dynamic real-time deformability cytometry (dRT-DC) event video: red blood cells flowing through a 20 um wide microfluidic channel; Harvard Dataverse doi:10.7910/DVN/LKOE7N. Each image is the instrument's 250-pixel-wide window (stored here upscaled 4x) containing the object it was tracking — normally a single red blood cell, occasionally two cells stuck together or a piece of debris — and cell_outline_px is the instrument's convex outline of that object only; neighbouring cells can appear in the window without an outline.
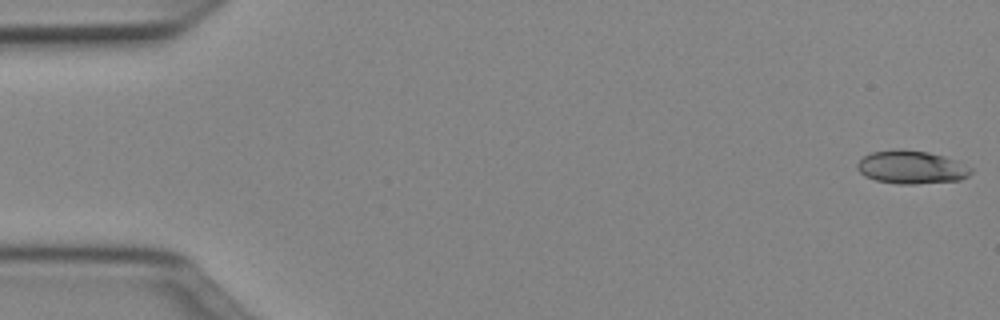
{"species": "Egyptian fruit bat (a non-hibernating species)", "species_latin": "Rousettus aegyptiacus", "temperature_condition": "cold", "stored_images_in_passage": 50, "camera_frame_rate_fps": 3000, "um_per_image_px": 0.085, "animal": {"sex": "female"}, "frame": {"image": 1, "passage_image": 1, "time_ms": 0.0, "image_size_px": [1000, 320], "cell_outline_px": [[972, 172], [968, 176], [960, 180], [916, 184], [900, 184], [876, 180], [864, 176], [856, 168], [856, 164], [864, 156], [872, 152], [900, 148], [928, 152], [944, 156], [972, 168]], "centroid_in_image_um": [77.45, 14.21], "position_along_channel_um": 7.6, "area_um2": 21.96}}
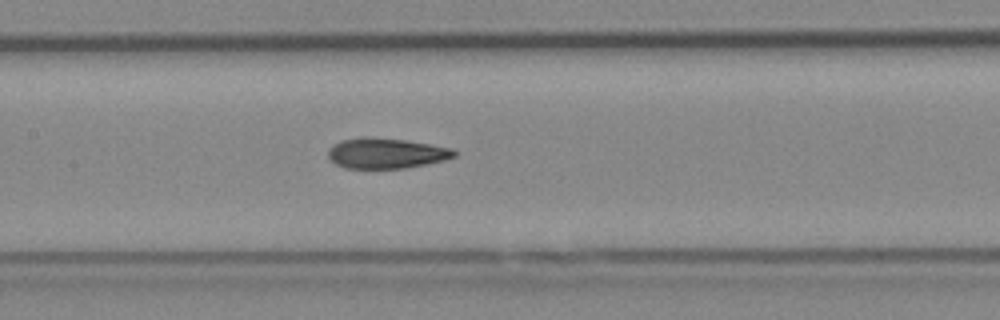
{"frame": {"image": 2, "passage_image": 24, "time_ms": 7.667, "image_size_px": [1000, 320], "cell_outline_px": [[456, 156], [444, 160], [404, 168], [344, 168], [328, 160], [328, 148], [332, 144], [340, 140], [364, 136], [404, 140], [452, 148], [456, 152]], "centroid_in_image_um": [32.75, 13.02], "position_along_channel_um": 174.7, "area_um2": 22.37}}
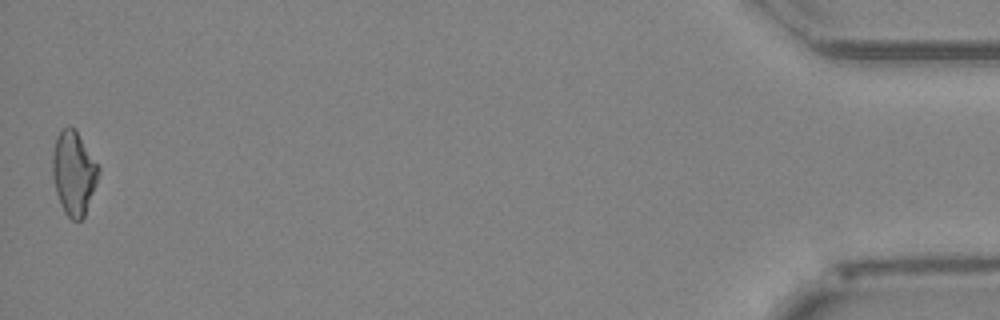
{"frame": {"image": 3, "passage_image": 50, "time_ms": 16.333, "image_size_px": [1000, 320], "cell_outline_px": [[100, 172], [96, 184], [84, 216], [80, 220], [72, 220], [64, 212], [60, 204], [56, 192], [52, 176], [52, 152], [56, 136], [68, 124], [76, 128], [100, 168]], "centroid_in_image_um": [6.25, 14.66], "position_along_channel_um": 428.9, "area_um2": 22.66}, "authors_computed_cell_mechanics": {"area_um2": 22.3686, "velocity_mm_per_s": 4.0132, "shape_relaxation_time_tau1_ms": 6.1904, "shape_relaxation_time_tau2_ms": 3.3079, "deformation_change_tau1": 0.171, "deformation_change_tau2": 0.1005}}